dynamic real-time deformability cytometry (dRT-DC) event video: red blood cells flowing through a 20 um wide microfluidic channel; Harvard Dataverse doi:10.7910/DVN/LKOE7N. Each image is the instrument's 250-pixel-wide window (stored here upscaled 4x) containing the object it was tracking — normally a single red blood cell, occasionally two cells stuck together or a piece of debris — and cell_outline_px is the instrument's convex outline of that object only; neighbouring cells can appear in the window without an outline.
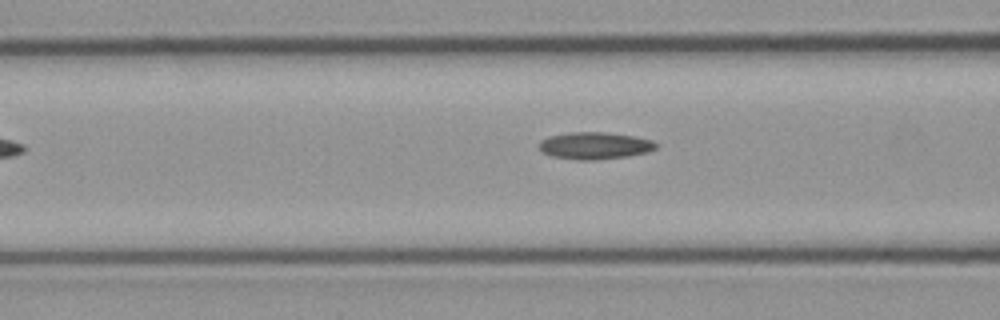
{"species": "common noctule bat (a hibernating species)", "species_latin": "Nyctalus noctula", "temperature_condition": "cold", "stored_images_in_passage": 4, "camera_frame_rate_fps": 3000, "um_per_image_px": 0.085, "animal": {"sex": "male", "body_mass_g": 23.1, "forearm_length_mm": 52.7}, "frame": {"image": 1, "passage_image": 4, "time_ms": 1.0, "image_size_px": [1000, 320], "cell_outline_px": [[656, 148], [648, 152], [628, 156], [592, 160], [580, 160], [552, 156], [544, 152], [540, 148], [540, 140], [548, 136], [568, 132], [604, 132], [632, 136], [652, 140], [656, 144]], "centroid_in_image_um": [50.54, 12.37], "position_along_channel_um": 116.1, "area_um2": 18.26}}